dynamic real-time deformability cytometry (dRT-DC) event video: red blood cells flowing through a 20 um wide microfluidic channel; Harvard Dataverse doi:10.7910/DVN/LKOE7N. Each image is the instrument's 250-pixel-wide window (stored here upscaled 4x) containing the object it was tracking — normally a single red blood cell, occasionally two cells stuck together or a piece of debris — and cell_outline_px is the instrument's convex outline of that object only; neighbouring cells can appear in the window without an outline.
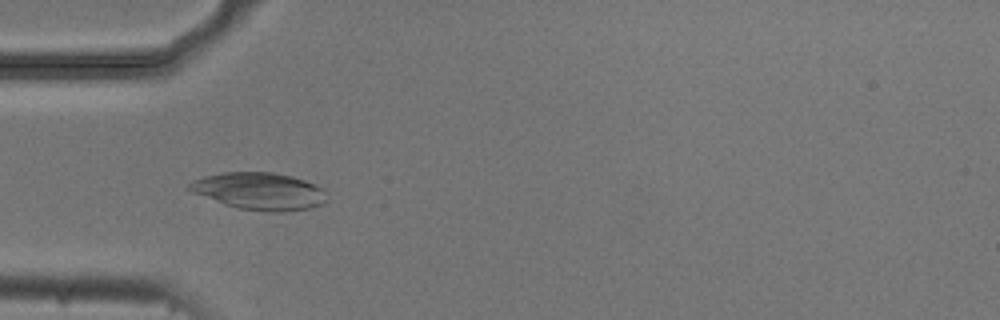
{"species": "common noctule bat (a hibernating species)", "species_latin": "Nyctalus noctula", "temperature_condition": "cold", "stored_images_in_passage": 53, "camera_frame_rate_fps": 3000, "um_per_image_px": 0.085, "animal": {"sex": "male", "body_mass_g": 20.5, "forearm_length_mm": 52.5}, "frame": {"image": 1, "passage_image": 16, "time_ms": 5.0, "image_size_px": [1000, 320], "cell_outline_px": [[328, 200], [324, 204], [312, 208], [284, 212], [264, 212], [240, 208], [224, 204], [192, 192], [188, 188], [188, 184], [192, 180], [204, 176], [224, 172], [272, 172], [292, 176], [304, 180], [324, 188], [328, 192]], "centroid_in_image_um": [22.12, 16.26], "position_along_channel_um": 62.9, "area_um2": 30.17}}
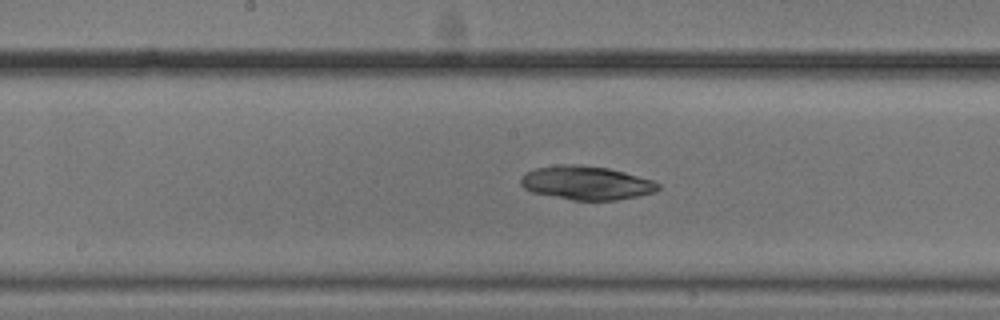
{"frame": {"image": 2, "passage_image": 27, "time_ms": 8.667, "image_size_px": [1000, 320], "cell_outline_px": [[660, 188], [656, 192], [640, 196], [616, 200], [572, 200], [532, 192], [524, 188], [520, 184], [520, 180], [524, 172], [536, 168], [560, 164], [580, 164], [608, 168], [656, 180], [660, 184]], "centroid_in_image_um": [49.87, 15.54], "position_along_channel_um": 198.3, "area_um2": 27.34}}
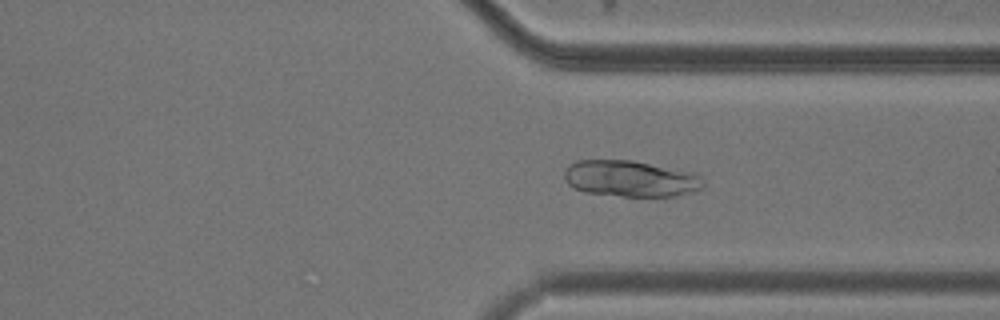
{"frame": {"image": 3, "passage_image": 40, "time_ms": 13.0, "image_size_px": [1000, 320], "cell_outline_px": [[704, 188], [676, 196], [624, 196], [584, 192], [572, 188], [564, 180], [564, 168], [568, 164], [576, 160], [632, 160], [696, 172], [704, 180]], "centroid_in_image_um": [53.58, 15.17], "position_along_channel_um": 357.8, "area_um2": 29.82}}